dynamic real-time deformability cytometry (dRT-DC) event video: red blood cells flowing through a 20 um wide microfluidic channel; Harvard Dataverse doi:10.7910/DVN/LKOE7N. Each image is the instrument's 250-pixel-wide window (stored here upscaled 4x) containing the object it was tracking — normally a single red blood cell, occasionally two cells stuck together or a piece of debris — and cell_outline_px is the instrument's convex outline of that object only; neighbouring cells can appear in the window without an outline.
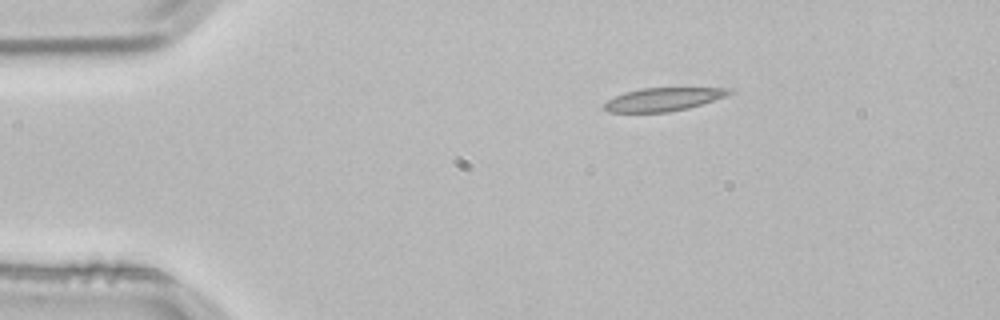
{"species": "common noctule bat (a hibernating species)", "species_latin": "Nyctalus noctula", "temperature_condition": "room temperature", "stored_images_in_passage": 2, "camera_frame_rate_fps": 3000, "um_per_image_px": 0.085, "animal": {"sex": "male", "body_mass_g": 21.5, "forearm_length_mm": 52.0}, "frame": {"image": 1, "passage_image": 1, "time_ms": 0.0, "image_size_px": [1000, 320], "cell_outline_px": [[732, 92], [728, 96], [688, 108], [668, 112], [608, 112], [604, 108], [604, 104], [608, 100], [624, 92], [640, 88], [732, 88]], "centroid_in_image_um": [56.4, 8.44], "position_along_channel_um": 28.6, "area_um2": 16.88}}